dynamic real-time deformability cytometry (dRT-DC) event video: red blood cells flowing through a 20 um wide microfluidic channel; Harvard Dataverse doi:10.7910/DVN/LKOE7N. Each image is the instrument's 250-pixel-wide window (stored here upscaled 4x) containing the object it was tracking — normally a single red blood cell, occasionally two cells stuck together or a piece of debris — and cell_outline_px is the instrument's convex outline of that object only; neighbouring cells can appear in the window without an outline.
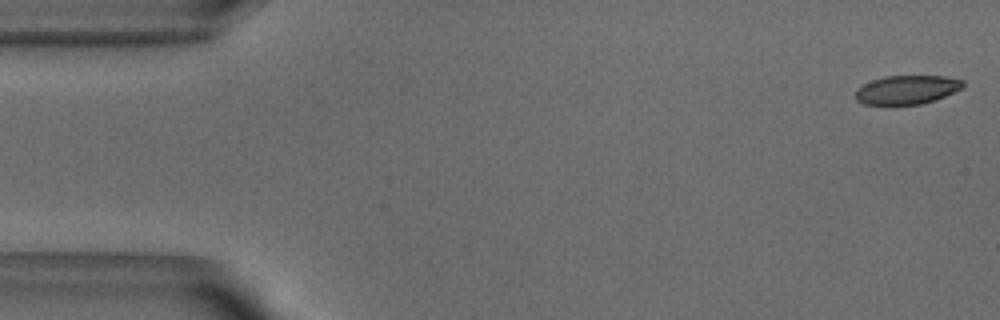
{"species": "common noctule bat (a hibernating species)", "species_latin": "Nyctalus noctula", "temperature_condition": "warm", "stored_images_in_passage": 51, "camera_frame_rate_fps": 3000, "um_per_image_px": 0.085, "animal": {"sex": "male", "body_mass_g": 18.8}, "frame": {"image": 1, "passage_image": 1, "time_ms": 0.0, "image_size_px": [1000, 320], "cell_outline_px": [[964, 84], [960, 88], [936, 100], [920, 104], [892, 108], [864, 104], [856, 100], [856, 88], [872, 80], [884, 76], [944, 76], [964, 80]], "centroid_in_image_um": [77.01, 7.68], "position_along_channel_um": 8.0, "area_um2": 18.67}}
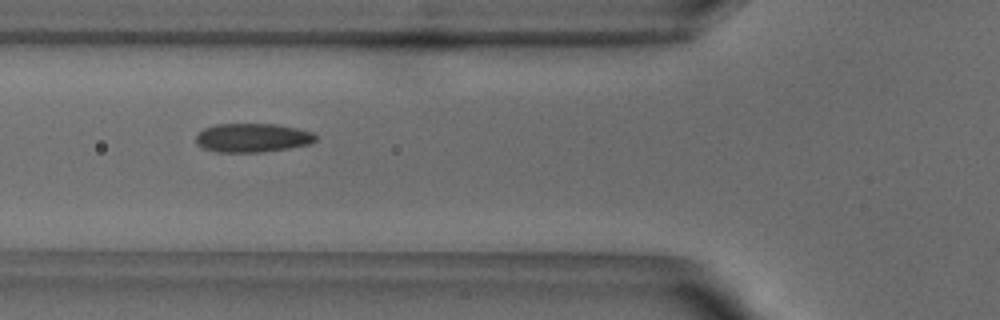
{"frame": {"image": 2, "passage_image": 18, "time_ms": 5.667, "image_size_px": [1000, 320], "cell_outline_px": [[316, 140], [308, 144], [288, 148], [260, 152], [216, 152], [204, 148], [196, 144], [196, 136], [204, 128], [216, 124], [276, 124], [296, 128], [312, 132], [316, 136]], "centroid_in_image_um": [21.43, 11.71], "position_along_channel_um": 104.4, "area_um2": 20.0}}
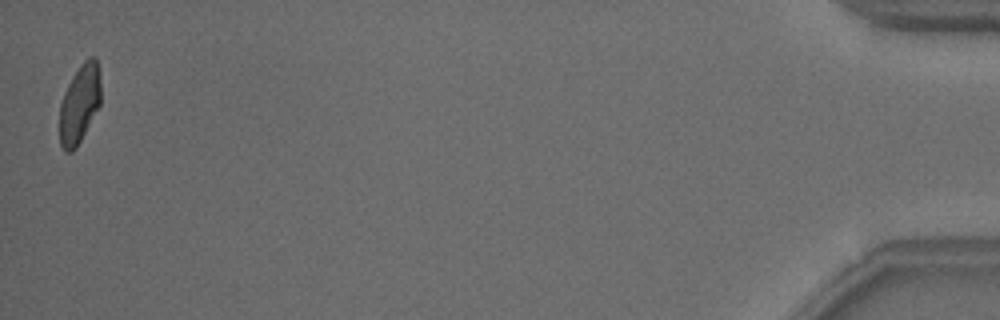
{"frame": {"image": 3, "passage_image": 51, "time_ms": 16.667, "image_size_px": [1000, 320], "cell_outline_px": [[100, 104], [76, 148], [72, 152], [64, 152], [60, 144], [60, 104], [64, 92], [72, 76], [80, 64], [88, 56], [96, 56], [100, 84]], "centroid_in_image_um": [6.75, 8.81], "position_along_channel_um": 428.5, "area_um2": 18.79}, "authors_computed_cell_mechanics": {"area_um2": 19.8832, "velocity_mm_per_s": 3.8376, "shape_relaxation_time_tau1_ms": 9.8287, "shape_relaxation_time_tau2_ms": 1.6304, "deformation_change_tau1": 0.2173, "deformation_change_tau2": 0.0685}}